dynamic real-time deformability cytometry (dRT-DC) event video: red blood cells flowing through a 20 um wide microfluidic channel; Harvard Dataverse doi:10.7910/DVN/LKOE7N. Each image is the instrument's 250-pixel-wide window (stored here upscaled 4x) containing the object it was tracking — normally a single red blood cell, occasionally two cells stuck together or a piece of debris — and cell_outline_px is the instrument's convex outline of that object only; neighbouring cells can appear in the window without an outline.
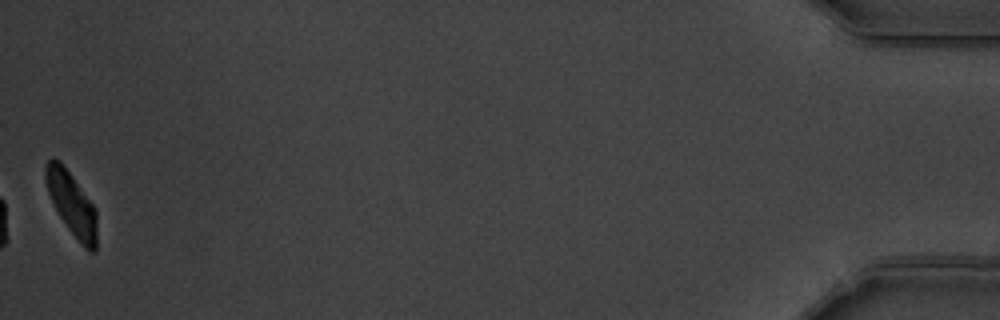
{"species": "common noctule bat (a hibernating species)", "species_latin": "Nyctalus noctula", "temperature_condition": "warm", "stored_images_in_passage": 41, "camera_frame_rate_fps": 3000, "um_per_image_px": 0.085, "animal": {"sex": "male", "body_mass_g": 19.5, "forearm_length_mm": 54.6}, "frame": {"image": 1, "passage_image": 41, "time_ms": 13.333, "image_size_px": [1000, 320], "cell_outline_px": [[96, 252], [88, 252], [84, 248], [68, 228], [60, 216], [48, 192], [44, 176], [44, 164], [48, 160], [60, 160], [72, 176], [92, 204], [96, 212]], "centroid_in_image_um": [6.09, 17.33], "position_along_channel_um": 429.1, "area_um2": 18.55}, "authors_computed_cell_mechanics": {"area_um2": 21.386, "velocity_mm_per_s": 3.4955, "shape_relaxation_time_tau1_ms": 2.3293, "shape_relaxation_time_tau2_ms": 4.4327, "deformation_change_tau1": 0.1238, "deformation_change_tau2": 0.0694}}